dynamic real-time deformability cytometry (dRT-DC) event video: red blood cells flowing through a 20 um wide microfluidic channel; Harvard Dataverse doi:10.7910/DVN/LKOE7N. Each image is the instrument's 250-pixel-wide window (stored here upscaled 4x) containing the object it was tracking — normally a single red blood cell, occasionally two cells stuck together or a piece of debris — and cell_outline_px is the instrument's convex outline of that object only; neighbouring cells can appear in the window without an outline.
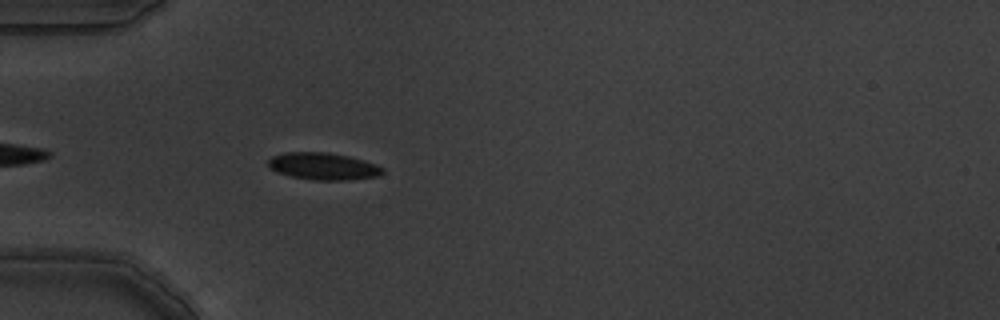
{"species": "common noctule bat (a hibernating species)", "species_latin": "Nyctalus noctula", "temperature_condition": "warm", "stored_images_in_passage": 4, "camera_frame_rate_fps": 3000, "um_per_image_px": 0.085, "animal": {"sex": "male", "body_mass_g": 19.5, "forearm_length_mm": 54.6}, "frame": {"image": 1, "passage_image": 4, "time_ms": 1.0, "image_size_px": [1000, 320], "cell_outline_px": [[384, 172], [380, 176], [348, 180], [312, 180], [292, 176], [276, 172], [268, 164], [268, 160], [272, 156], [284, 152], [328, 152], [348, 156], [364, 160], [376, 164], [384, 168]], "centroid_in_image_um": [27.5, 14.13], "position_along_channel_um": 57.5, "area_um2": 18.15}}